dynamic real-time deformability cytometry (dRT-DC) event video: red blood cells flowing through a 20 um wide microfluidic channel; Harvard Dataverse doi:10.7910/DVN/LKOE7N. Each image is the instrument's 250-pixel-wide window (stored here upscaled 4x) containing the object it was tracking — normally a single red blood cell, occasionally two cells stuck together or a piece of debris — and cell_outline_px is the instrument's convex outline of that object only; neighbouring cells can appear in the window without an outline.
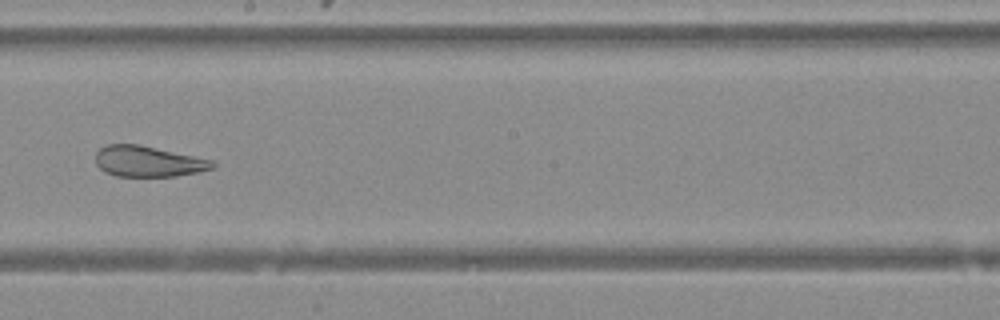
{"species": "Egyptian fruit bat (a non-hibernating species)", "species_latin": "Rousettus aegyptiacus", "temperature_condition": "warm", "stored_images_in_passage": 25, "camera_frame_rate_fps": 3000, "um_per_image_px": 0.085, "animal": {"sex": "female"}, "frame": {"image": 1, "passage_image": 18, "time_ms": 5.667, "image_size_px": [1000, 320], "cell_outline_px": [[216, 164], [212, 168], [196, 172], [176, 176], [116, 176], [104, 172], [96, 164], [96, 152], [100, 148], [108, 144], [140, 144], [216, 160]], "centroid_in_image_um": [12.61, 13.71], "position_along_channel_um": 235.6, "area_um2": 21.15}}
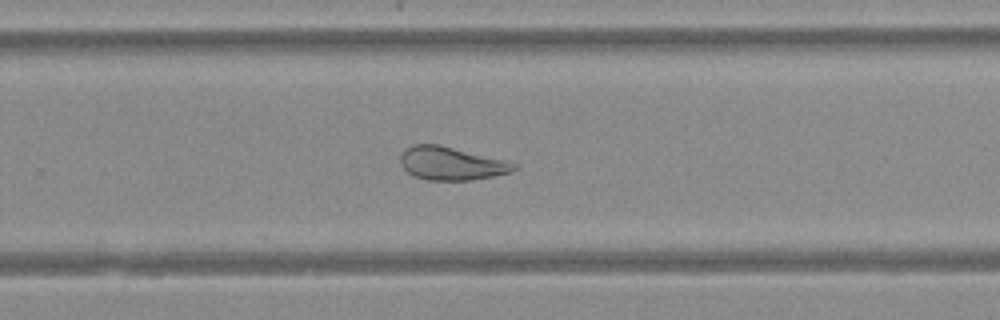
{"frame": {"image": 2, "passage_image": 22, "time_ms": 7.0, "image_size_px": [1000, 320], "cell_outline_px": [[516, 168], [512, 172], [472, 180], [428, 180], [416, 176], [408, 172], [400, 164], [400, 156], [404, 148], [412, 144], [440, 144], [504, 160], [516, 164]], "centroid_in_image_um": [38.32, 13.88], "position_along_channel_um": 291.5, "area_um2": 21.91}}